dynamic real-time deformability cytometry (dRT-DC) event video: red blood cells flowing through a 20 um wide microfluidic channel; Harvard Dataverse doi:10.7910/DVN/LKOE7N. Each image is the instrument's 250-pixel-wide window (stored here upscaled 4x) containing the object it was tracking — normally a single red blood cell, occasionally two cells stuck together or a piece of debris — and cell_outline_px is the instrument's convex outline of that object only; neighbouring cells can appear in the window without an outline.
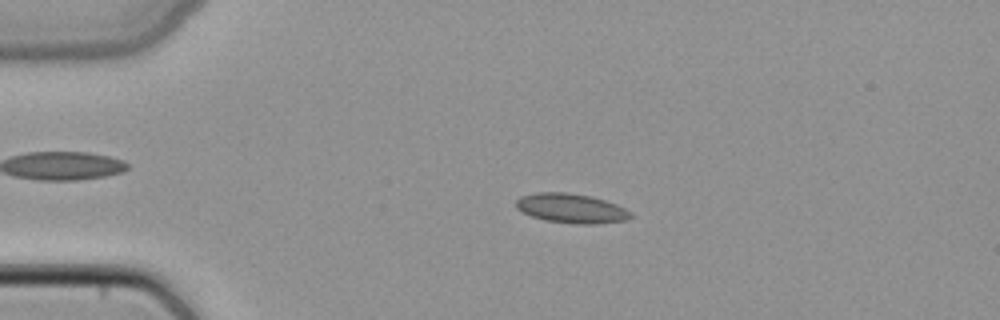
{"species": "common noctule bat (a hibernating species)", "species_latin": "Nyctalus noctula", "temperature_condition": "cold", "stored_images_in_passage": 49, "camera_frame_rate_fps": 3000, "um_per_image_px": 0.085, "animal": {"sex": "female", "body_mass_g": 22.7, "forearm_length_mm": 54.2}, "frame": {"image": 1, "passage_image": 11, "time_ms": 3.333, "image_size_px": [1000, 320], "cell_outline_px": [[632, 216], [628, 220], [596, 224], [576, 224], [544, 220], [532, 216], [516, 208], [516, 200], [520, 196], [536, 192], [568, 192], [588, 196], [604, 200], [616, 204], [632, 212]], "centroid_in_image_um": [48.56, 17.71], "position_along_channel_um": 36.4, "area_um2": 19.71}}
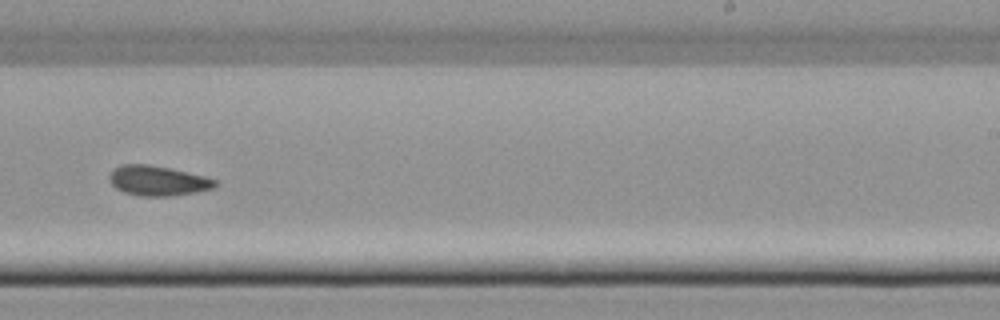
{"frame": {"image": 2, "passage_image": 31, "time_ms": 10.0, "image_size_px": [1000, 320], "cell_outline_px": [[216, 184], [212, 188], [196, 192], [172, 196], [140, 196], [124, 192], [116, 188], [108, 180], [108, 176], [112, 168], [120, 164], [148, 164], [172, 168], [204, 176], [216, 180]], "centroid_in_image_um": [13.35, 15.35], "position_along_channel_um": 275.6, "area_um2": 18.61}}
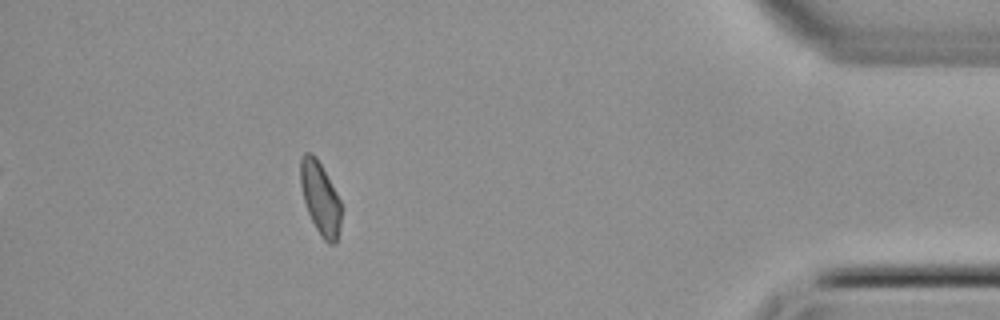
{"frame": {"image": 3, "passage_image": 44, "time_ms": 14.333, "image_size_px": [1000, 320], "cell_outline_px": [[344, 208], [336, 244], [328, 244], [320, 236], [308, 212], [304, 200], [300, 184], [300, 160], [304, 152], [312, 152], [316, 156], [336, 192]], "centroid_in_image_um": [27.25, 16.86], "position_along_channel_um": 408.0, "area_um2": 17.51}}